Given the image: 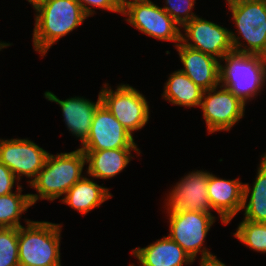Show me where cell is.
<instances>
[{
    "instance_id": "cell-26",
    "label": "cell",
    "mask_w": 266,
    "mask_h": 266,
    "mask_svg": "<svg viewBox=\"0 0 266 266\" xmlns=\"http://www.w3.org/2000/svg\"><path fill=\"white\" fill-rule=\"evenodd\" d=\"M83 8L85 14L89 17L94 15L92 6L99 9H106L111 12L122 14V0H76ZM91 5V7H89Z\"/></svg>"
},
{
    "instance_id": "cell-1",
    "label": "cell",
    "mask_w": 266,
    "mask_h": 266,
    "mask_svg": "<svg viewBox=\"0 0 266 266\" xmlns=\"http://www.w3.org/2000/svg\"><path fill=\"white\" fill-rule=\"evenodd\" d=\"M34 50L42 57L50 47L80 26L87 15L76 0H46L35 8Z\"/></svg>"
},
{
    "instance_id": "cell-18",
    "label": "cell",
    "mask_w": 266,
    "mask_h": 266,
    "mask_svg": "<svg viewBox=\"0 0 266 266\" xmlns=\"http://www.w3.org/2000/svg\"><path fill=\"white\" fill-rule=\"evenodd\" d=\"M138 155L139 148H117L101 151H83L86 156L88 176L109 179L119 174L132 159L131 151Z\"/></svg>"
},
{
    "instance_id": "cell-2",
    "label": "cell",
    "mask_w": 266,
    "mask_h": 266,
    "mask_svg": "<svg viewBox=\"0 0 266 266\" xmlns=\"http://www.w3.org/2000/svg\"><path fill=\"white\" fill-rule=\"evenodd\" d=\"M86 163L85 153L78 148L75 151L48 154L45 164L36 178L30 183L39 194H30L32 205L37 200L54 201L61 197L83 178V167Z\"/></svg>"
},
{
    "instance_id": "cell-29",
    "label": "cell",
    "mask_w": 266,
    "mask_h": 266,
    "mask_svg": "<svg viewBox=\"0 0 266 266\" xmlns=\"http://www.w3.org/2000/svg\"><path fill=\"white\" fill-rule=\"evenodd\" d=\"M30 4H32L33 8L35 9L40 4L44 3L46 0H27Z\"/></svg>"
},
{
    "instance_id": "cell-14",
    "label": "cell",
    "mask_w": 266,
    "mask_h": 266,
    "mask_svg": "<svg viewBox=\"0 0 266 266\" xmlns=\"http://www.w3.org/2000/svg\"><path fill=\"white\" fill-rule=\"evenodd\" d=\"M176 48L184 66L180 71L197 86L206 91L220 85V61L218 59L185 46L182 42L177 44Z\"/></svg>"
},
{
    "instance_id": "cell-11",
    "label": "cell",
    "mask_w": 266,
    "mask_h": 266,
    "mask_svg": "<svg viewBox=\"0 0 266 266\" xmlns=\"http://www.w3.org/2000/svg\"><path fill=\"white\" fill-rule=\"evenodd\" d=\"M182 28L185 34L181 33V42L185 46L211 55L220 62L225 55L234 52L227 28L198 16Z\"/></svg>"
},
{
    "instance_id": "cell-7",
    "label": "cell",
    "mask_w": 266,
    "mask_h": 266,
    "mask_svg": "<svg viewBox=\"0 0 266 266\" xmlns=\"http://www.w3.org/2000/svg\"><path fill=\"white\" fill-rule=\"evenodd\" d=\"M104 87L100 91L102 103L113 116L132 135L134 131L143 128L149 121V104L140 91L128 84L117 86L116 91L111 87Z\"/></svg>"
},
{
    "instance_id": "cell-15",
    "label": "cell",
    "mask_w": 266,
    "mask_h": 266,
    "mask_svg": "<svg viewBox=\"0 0 266 266\" xmlns=\"http://www.w3.org/2000/svg\"><path fill=\"white\" fill-rule=\"evenodd\" d=\"M48 101L58 103L64 117L65 124L69 131L81 140V144L87 139L94 113L102 103L100 92L96 102L82 97H72L60 100L51 91L44 93Z\"/></svg>"
},
{
    "instance_id": "cell-17",
    "label": "cell",
    "mask_w": 266,
    "mask_h": 266,
    "mask_svg": "<svg viewBox=\"0 0 266 266\" xmlns=\"http://www.w3.org/2000/svg\"><path fill=\"white\" fill-rule=\"evenodd\" d=\"M141 266H183L194 261L188 254L168 236L144 248L132 250ZM130 266H135L130 264Z\"/></svg>"
},
{
    "instance_id": "cell-24",
    "label": "cell",
    "mask_w": 266,
    "mask_h": 266,
    "mask_svg": "<svg viewBox=\"0 0 266 266\" xmlns=\"http://www.w3.org/2000/svg\"><path fill=\"white\" fill-rule=\"evenodd\" d=\"M0 266H19L18 228H0Z\"/></svg>"
},
{
    "instance_id": "cell-12",
    "label": "cell",
    "mask_w": 266,
    "mask_h": 266,
    "mask_svg": "<svg viewBox=\"0 0 266 266\" xmlns=\"http://www.w3.org/2000/svg\"><path fill=\"white\" fill-rule=\"evenodd\" d=\"M209 172L194 171L181 178L167 196V213L173 215L182 211L212 214L207 193Z\"/></svg>"
},
{
    "instance_id": "cell-16",
    "label": "cell",
    "mask_w": 266,
    "mask_h": 266,
    "mask_svg": "<svg viewBox=\"0 0 266 266\" xmlns=\"http://www.w3.org/2000/svg\"><path fill=\"white\" fill-rule=\"evenodd\" d=\"M244 184L239 178L226 180L212 173L208 179V198L223 224H228L242 210Z\"/></svg>"
},
{
    "instance_id": "cell-3",
    "label": "cell",
    "mask_w": 266,
    "mask_h": 266,
    "mask_svg": "<svg viewBox=\"0 0 266 266\" xmlns=\"http://www.w3.org/2000/svg\"><path fill=\"white\" fill-rule=\"evenodd\" d=\"M18 228L19 266H61L60 224L26 220Z\"/></svg>"
},
{
    "instance_id": "cell-30",
    "label": "cell",
    "mask_w": 266,
    "mask_h": 266,
    "mask_svg": "<svg viewBox=\"0 0 266 266\" xmlns=\"http://www.w3.org/2000/svg\"><path fill=\"white\" fill-rule=\"evenodd\" d=\"M8 46H11V44L10 43H6V42H0V51H1V49L6 48Z\"/></svg>"
},
{
    "instance_id": "cell-27",
    "label": "cell",
    "mask_w": 266,
    "mask_h": 266,
    "mask_svg": "<svg viewBox=\"0 0 266 266\" xmlns=\"http://www.w3.org/2000/svg\"><path fill=\"white\" fill-rule=\"evenodd\" d=\"M18 179L13 172L5 165L0 163V195H6L12 193L15 181Z\"/></svg>"
},
{
    "instance_id": "cell-20",
    "label": "cell",
    "mask_w": 266,
    "mask_h": 266,
    "mask_svg": "<svg viewBox=\"0 0 266 266\" xmlns=\"http://www.w3.org/2000/svg\"><path fill=\"white\" fill-rule=\"evenodd\" d=\"M262 156L252 189L244 183L242 211L245 220L266 223V153Z\"/></svg>"
},
{
    "instance_id": "cell-9",
    "label": "cell",
    "mask_w": 266,
    "mask_h": 266,
    "mask_svg": "<svg viewBox=\"0 0 266 266\" xmlns=\"http://www.w3.org/2000/svg\"><path fill=\"white\" fill-rule=\"evenodd\" d=\"M200 107L209 134L229 131L245 112V103L222 85L204 91Z\"/></svg>"
},
{
    "instance_id": "cell-6",
    "label": "cell",
    "mask_w": 266,
    "mask_h": 266,
    "mask_svg": "<svg viewBox=\"0 0 266 266\" xmlns=\"http://www.w3.org/2000/svg\"><path fill=\"white\" fill-rule=\"evenodd\" d=\"M122 15L139 31L162 41L181 42L179 25L150 0H122ZM177 42V43H176Z\"/></svg>"
},
{
    "instance_id": "cell-8",
    "label": "cell",
    "mask_w": 266,
    "mask_h": 266,
    "mask_svg": "<svg viewBox=\"0 0 266 266\" xmlns=\"http://www.w3.org/2000/svg\"><path fill=\"white\" fill-rule=\"evenodd\" d=\"M168 216L170 222L168 237L175 241L188 256L195 260L198 252H201L200 260L216 257L202 246L210 227L215 222L216 217L213 214L182 211Z\"/></svg>"
},
{
    "instance_id": "cell-13",
    "label": "cell",
    "mask_w": 266,
    "mask_h": 266,
    "mask_svg": "<svg viewBox=\"0 0 266 266\" xmlns=\"http://www.w3.org/2000/svg\"><path fill=\"white\" fill-rule=\"evenodd\" d=\"M48 152L29 139H0V163L5 164L16 176L33 178L43 168Z\"/></svg>"
},
{
    "instance_id": "cell-28",
    "label": "cell",
    "mask_w": 266,
    "mask_h": 266,
    "mask_svg": "<svg viewBox=\"0 0 266 266\" xmlns=\"http://www.w3.org/2000/svg\"><path fill=\"white\" fill-rule=\"evenodd\" d=\"M200 266H226L224 263L219 261L216 257L210 259L200 260Z\"/></svg>"
},
{
    "instance_id": "cell-5",
    "label": "cell",
    "mask_w": 266,
    "mask_h": 266,
    "mask_svg": "<svg viewBox=\"0 0 266 266\" xmlns=\"http://www.w3.org/2000/svg\"><path fill=\"white\" fill-rule=\"evenodd\" d=\"M220 62V85L228 88L245 104L263 89L266 82V57L232 52Z\"/></svg>"
},
{
    "instance_id": "cell-4",
    "label": "cell",
    "mask_w": 266,
    "mask_h": 266,
    "mask_svg": "<svg viewBox=\"0 0 266 266\" xmlns=\"http://www.w3.org/2000/svg\"><path fill=\"white\" fill-rule=\"evenodd\" d=\"M227 6L232 12L237 34L242 36L230 31L234 52L266 57V0H231ZM241 38L247 46L240 43Z\"/></svg>"
},
{
    "instance_id": "cell-21",
    "label": "cell",
    "mask_w": 266,
    "mask_h": 266,
    "mask_svg": "<svg viewBox=\"0 0 266 266\" xmlns=\"http://www.w3.org/2000/svg\"><path fill=\"white\" fill-rule=\"evenodd\" d=\"M204 90L180 70L170 74L162 94L171 104L185 107H200Z\"/></svg>"
},
{
    "instance_id": "cell-19",
    "label": "cell",
    "mask_w": 266,
    "mask_h": 266,
    "mask_svg": "<svg viewBox=\"0 0 266 266\" xmlns=\"http://www.w3.org/2000/svg\"><path fill=\"white\" fill-rule=\"evenodd\" d=\"M111 197L108 188L98 185L84 176L65 193L61 202L85 215Z\"/></svg>"
},
{
    "instance_id": "cell-25",
    "label": "cell",
    "mask_w": 266,
    "mask_h": 266,
    "mask_svg": "<svg viewBox=\"0 0 266 266\" xmlns=\"http://www.w3.org/2000/svg\"><path fill=\"white\" fill-rule=\"evenodd\" d=\"M195 3V0H165L166 6L162 9L171 16L179 27H183L194 17H197L196 14L192 13Z\"/></svg>"
},
{
    "instance_id": "cell-23",
    "label": "cell",
    "mask_w": 266,
    "mask_h": 266,
    "mask_svg": "<svg viewBox=\"0 0 266 266\" xmlns=\"http://www.w3.org/2000/svg\"><path fill=\"white\" fill-rule=\"evenodd\" d=\"M233 235L253 251L266 253V223L243 219Z\"/></svg>"
},
{
    "instance_id": "cell-22",
    "label": "cell",
    "mask_w": 266,
    "mask_h": 266,
    "mask_svg": "<svg viewBox=\"0 0 266 266\" xmlns=\"http://www.w3.org/2000/svg\"><path fill=\"white\" fill-rule=\"evenodd\" d=\"M22 186L18 185L15 193L0 195V227L19 228L20 218L32 206L30 194H21ZM17 192V193H16Z\"/></svg>"
},
{
    "instance_id": "cell-10",
    "label": "cell",
    "mask_w": 266,
    "mask_h": 266,
    "mask_svg": "<svg viewBox=\"0 0 266 266\" xmlns=\"http://www.w3.org/2000/svg\"><path fill=\"white\" fill-rule=\"evenodd\" d=\"M117 148H138L131 135L113 114L101 103L93 116L87 139L81 144L82 151H101Z\"/></svg>"
}]
</instances>
